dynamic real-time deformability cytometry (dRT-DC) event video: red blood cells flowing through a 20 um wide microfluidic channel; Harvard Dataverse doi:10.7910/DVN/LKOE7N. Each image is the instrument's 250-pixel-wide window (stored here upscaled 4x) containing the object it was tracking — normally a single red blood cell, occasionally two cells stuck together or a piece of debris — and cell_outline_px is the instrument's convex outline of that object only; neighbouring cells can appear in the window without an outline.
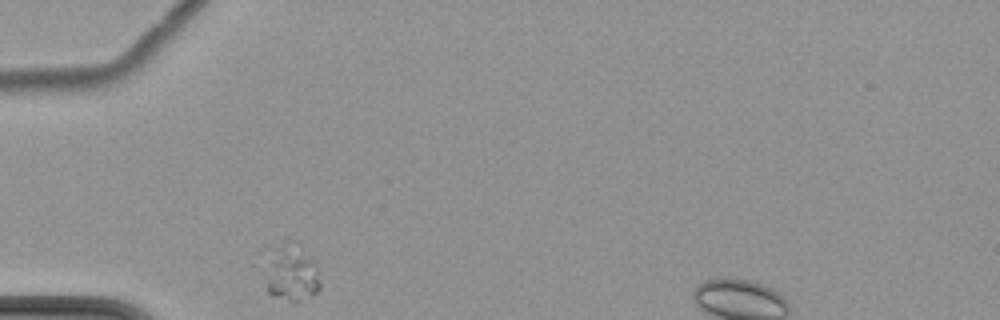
{"species": "common noctule bat (a hibernating species)", "species_latin": "Nyctalus noctula", "temperature_condition": "cold", "stored_images_in_passage": 2, "camera_frame_rate_fps": 3000, "um_per_image_px": 0.085, "animal": {"sex": "female", "body_mass_g": 22.7, "forearm_length_mm": 54.2}, "frame": {"image": 1, "passage_image": 1, "time_ms": 0.0, "image_size_px": [1000, 320], "cell_outline_px": [[320, 288], [316, 292], [292, 304], [272, 296], [268, 292], [268, 284], [272, 264], [280, 248], [288, 240], [292, 240], [316, 264], [320, 284]], "centroid_in_image_um": [24.9, 23.34], "position_along_channel_um": 60.1, "area_um2": 16.53}}
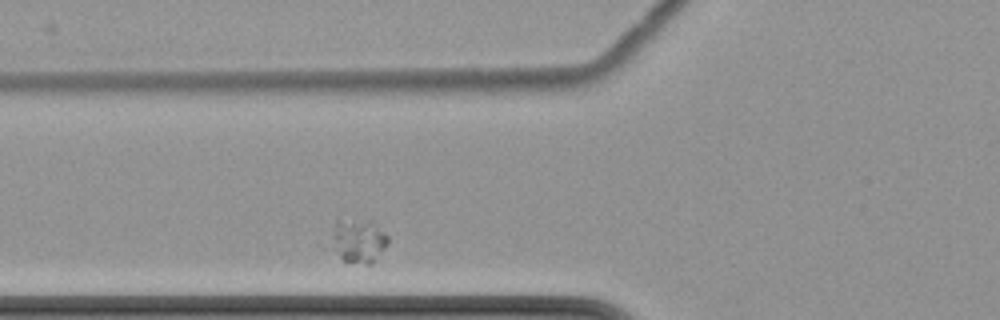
{"frame": {"image": 2, "passage_image": 2, "time_ms": 1.333, "image_size_px": [1000, 320], "cell_outline_px": [[388, 244], [372, 264], [368, 264], [344, 260], [340, 256], [336, 248], [336, 216], [340, 212], [372, 220], [388, 236]], "centroid_in_image_um": [30.53, 20.31], "position_along_channel_um": 95.3, "area_um2": 14.68}}